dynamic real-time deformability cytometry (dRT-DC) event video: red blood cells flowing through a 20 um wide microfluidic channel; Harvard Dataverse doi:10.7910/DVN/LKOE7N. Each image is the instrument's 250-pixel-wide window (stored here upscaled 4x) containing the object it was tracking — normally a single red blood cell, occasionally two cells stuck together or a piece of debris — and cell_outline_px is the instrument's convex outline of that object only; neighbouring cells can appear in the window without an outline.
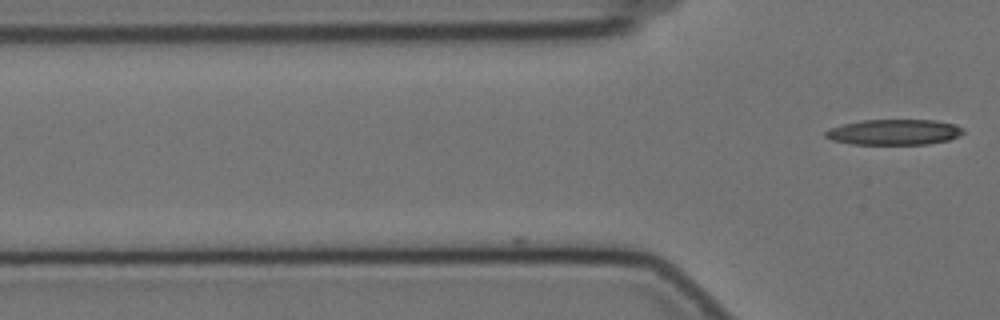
{"species": "Egyptian fruit bat (a non-hibernating species)", "species_latin": "Rousettus aegyptiacus", "temperature_condition": "cold", "stored_images_in_passage": 3, "camera_frame_rate_fps": 3000, "um_per_image_px": 0.085, "animal": {"sex": "female"}, "frame": {"image": 1, "passage_image": 3, "time_ms": 0.667, "image_size_px": [1000, 320], "cell_outline_px": [[964, 132], [948, 140], [928, 144], [852, 144], [832, 140], [824, 136], [824, 132], [828, 128], [844, 124], [864, 120], [936, 120], [956, 124], [964, 128]], "centroid_in_image_um": [75.99, 11.22], "position_along_channel_um": 49.8, "area_um2": 20.52}}